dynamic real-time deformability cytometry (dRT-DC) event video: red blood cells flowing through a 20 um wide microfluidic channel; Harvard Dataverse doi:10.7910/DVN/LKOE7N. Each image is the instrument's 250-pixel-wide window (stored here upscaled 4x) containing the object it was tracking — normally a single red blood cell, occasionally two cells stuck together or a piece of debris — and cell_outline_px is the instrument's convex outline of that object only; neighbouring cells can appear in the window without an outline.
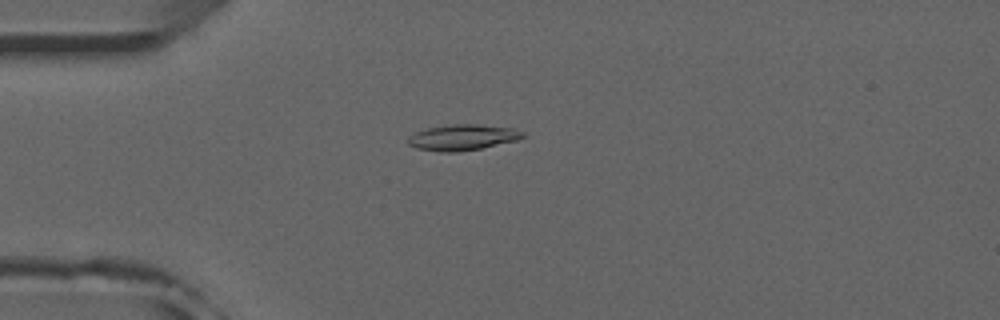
{"species": "common noctule bat (a hibernating species)", "species_latin": "Nyctalus noctula", "temperature_condition": "room temperature", "stored_images_in_passage": 52, "camera_frame_rate_fps": 3000, "um_per_image_px": 0.085, "animal": {"sex": "male", "forearm_length_mm": 52.5}, "frame": {"image": 1, "passage_image": 14, "time_ms": 4.333, "image_size_px": [1000, 320], "cell_outline_px": [[524, 136], [516, 140], [480, 148], [456, 152], [440, 152], [416, 148], [408, 144], [408, 136], [416, 132], [428, 128], [452, 124], [476, 124], [512, 128], [524, 132]], "centroid_in_image_um": [39.28, 11.68], "position_along_channel_um": 45.7, "area_um2": 17.05}}
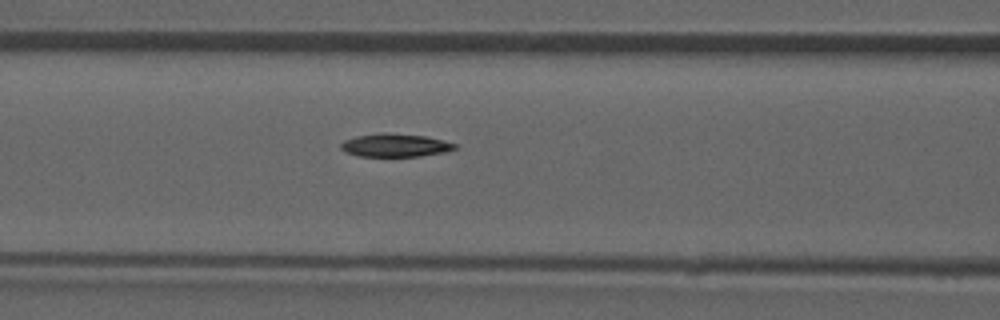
{"frame": {"image": 2, "passage_image": 22, "time_ms": 7.0, "image_size_px": [1000, 320], "cell_outline_px": [[456, 148], [444, 152], [420, 156], [356, 156], [344, 152], [340, 148], [340, 144], [344, 140], [356, 136], [384, 132], [388, 132], [424, 136], [444, 140], [456, 144]], "centroid_in_image_um": [33.54, 12.34], "position_along_channel_um": 133.1, "area_um2": 15.43}}
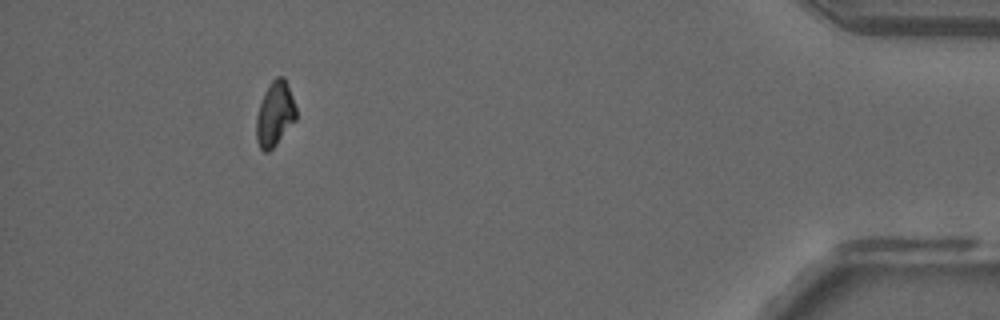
{"frame": {"image": 3, "passage_image": 48, "time_ms": 15.667, "image_size_px": [1000, 320], "cell_outline_px": [[296, 120], [276, 144], [268, 152], [264, 152], [260, 148], [256, 140], [256, 116], [264, 92], [272, 80], [276, 76], [284, 76], [292, 96], [296, 108]], "centroid_in_image_um": [23.36, 9.69], "position_along_channel_um": 411.8, "area_um2": 14.97}, "authors_computed_cell_mechanics": {"area_um2": 15.8083, "velocity_mm_per_s": 3.9376, "shape_relaxation_time_tau1_ms": 6.6124, "shape_relaxation_time_tau2_ms": 7.1917, "deformation_change_tau1": 0.1808, "deformation_change_tau2": 0.1127}}